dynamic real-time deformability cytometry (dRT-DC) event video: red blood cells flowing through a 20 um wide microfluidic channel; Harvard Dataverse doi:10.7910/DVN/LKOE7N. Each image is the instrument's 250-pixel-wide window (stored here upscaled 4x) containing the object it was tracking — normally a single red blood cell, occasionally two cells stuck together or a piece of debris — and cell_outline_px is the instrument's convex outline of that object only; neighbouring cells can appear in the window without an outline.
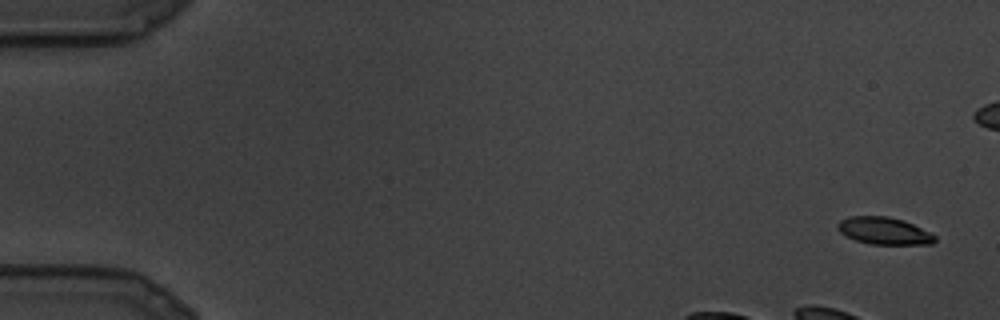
{"species": "common noctule bat (a hibernating species)", "species_latin": "Nyctalus noctula", "temperature_condition": "cold", "stored_images_in_passage": 27, "camera_frame_rate_fps": 3000, "um_per_image_px": 0.085, "animal": {"sex": "male", "body_mass_g": 19.5, "forearm_length_mm": 54.6}, "frame": {"image": 1, "passage_image": 1, "time_ms": 0.0, "image_size_px": [1000, 320], "cell_outline_px": [[936, 240], [932, 244], [868, 244], [856, 240], [840, 232], [836, 228], [836, 224], [840, 220], [848, 216], [888, 216], [904, 220], [932, 232], [936, 236]], "centroid_in_image_um": [75.16, 19.61], "position_along_channel_um": 9.8, "area_um2": 15.61}}